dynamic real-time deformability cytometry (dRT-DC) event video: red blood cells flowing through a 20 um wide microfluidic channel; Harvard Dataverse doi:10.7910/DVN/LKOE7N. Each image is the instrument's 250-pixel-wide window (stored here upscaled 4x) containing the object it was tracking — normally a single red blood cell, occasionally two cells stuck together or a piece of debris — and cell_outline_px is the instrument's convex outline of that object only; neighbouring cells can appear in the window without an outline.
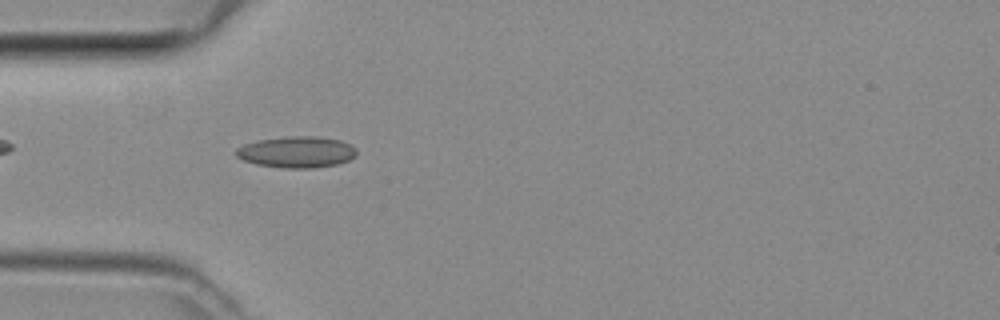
{"species": "common noctule bat (a hibernating species)", "species_latin": "Nyctalus noctula", "temperature_condition": "room temperature", "stored_images_in_passage": 5, "camera_frame_rate_fps": 3000, "um_per_image_px": 0.085, "animal": {"sex": "female", "body_mass_g": 29.2, "forearm_length_mm": 56.3}, "frame": {"image": 1, "passage_image": 4, "time_ms": 1.0, "image_size_px": [1000, 320], "cell_outline_px": [[356, 156], [348, 160], [336, 164], [312, 168], [284, 168], [256, 164], [244, 160], [236, 156], [232, 152], [236, 148], [244, 144], [256, 140], [284, 136], [316, 136], [340, 140], [352, 144], [356, 148]], "centroid_in_image_um": [25.19, 12.91], "position_along_channel_um": 59.8, "area_um2": 22.25}}
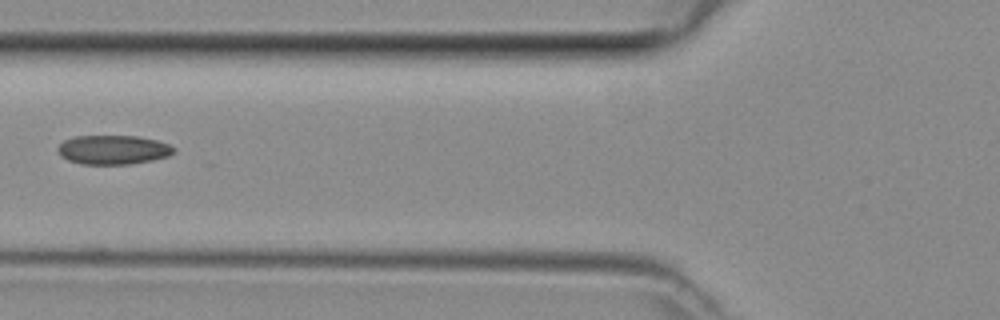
{"frame": {"image": 2, "passage_image": 5, "time_ms": 1.333, "image_size_px": [1000, 320], "cell_outline_px": [[176, 148], [168, 156], [152, 160], [132, 164], [80, 164], [68, 160], [60, 156], [56, 148], [64, 140], [76, 136], [136, 136], [156, 140], [168, 144]], "centroid_in_image_um": [9.58, 12.73], "position_along_channel_um": 116.2, "area_um2": 19.71}}